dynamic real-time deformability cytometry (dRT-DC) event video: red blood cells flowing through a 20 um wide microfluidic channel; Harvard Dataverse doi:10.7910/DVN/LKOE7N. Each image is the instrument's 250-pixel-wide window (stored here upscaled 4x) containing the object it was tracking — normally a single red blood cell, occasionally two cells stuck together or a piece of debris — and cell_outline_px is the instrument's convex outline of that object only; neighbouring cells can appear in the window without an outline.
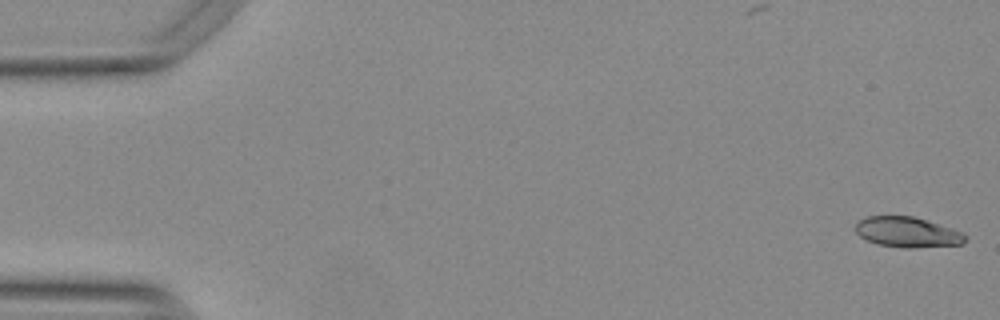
{"species": "Egyptian fruit bat (a non-hibernating species)", "species_latin": "Rousettus aegyptiacus", "temperature_condition": "warm", "stored_images_in_passage": 54, "camera_frame_rate_fps": 3000, "um_per_image_px": 0.085, "animal": {"sex": "female"}, "frame": {"image": 1, "passage_image": 1, "time_ms": 0.0, "image_size_px": [1000, 320], "cell_outline_px": [[968, 236], [964, 244], [912, 248], [908, 248], [880, 244], [868, 240], [860, 236], [856, 232], [856, 224], [860, 220], [868, 216], [912, 216], [952, 228], [964, 232]], "centroid_in_image_um": [77.19, 19.73], "position_along_channel_um": 7.8, "area_um2": 19.25}}
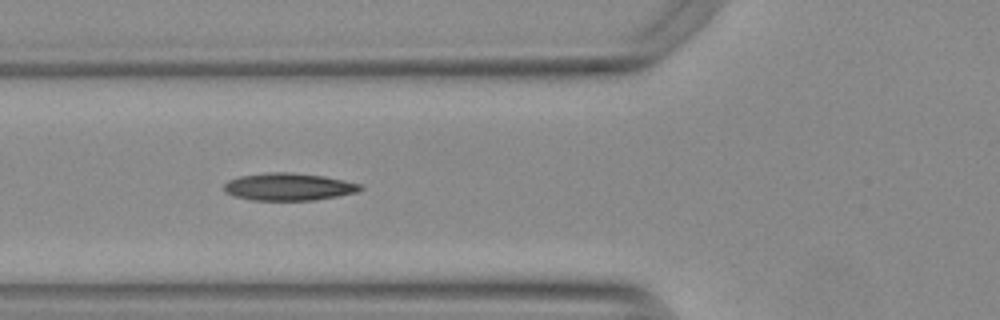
{"frame": {"image": 2, "passage_image": 20, "time_ms": 6.333, "image_size_px": [1000, 320], "cell_outline_px": [[364, 188], [356, 192], [336, 196], [312, 200], [252, 200], [236, 196], [224, 192], [224, 184], [228, 180], [240, 176], [272, 172], [288, 172], [324, 176], [344, 180], [360, 184]], "centroid_in_image_um": [24.52, 15.87], "position_along_channel_um": 101.3, "area_um2": 21.56}}
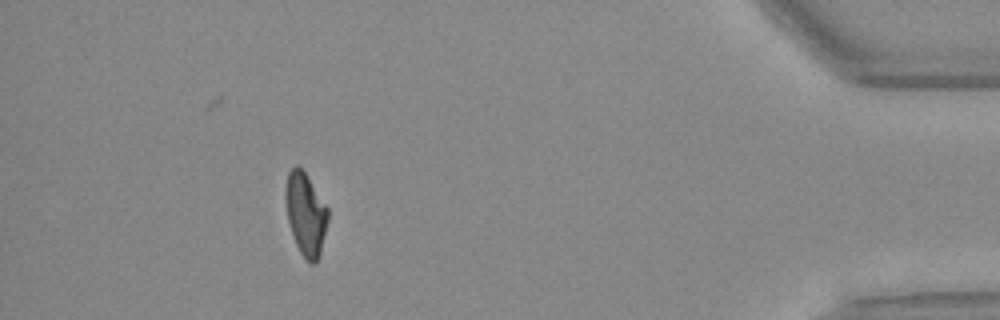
{"frame": {"image": 3, "passage_image": 49, "time_ms": 16.0, "image_size_px": [1000, 320], "cell_outline_px": [[328, 220], [320, 252], [316, 260], [312, 264], [300, 252], [296, 244], [288, 220], [284, 196], [284, 192], [288, 172], [296, 164], [304, 172], [328, 208]], "centroid_in_image_um": [25.96, 18.15], "position_along_channel_um": 409.2, "area_um2": 19.94}, "authors_computed_cell_mechanics": {"area_um2": 20.6057, "velocity_mm_per_s": 3.7732, "shape_relaxation_time_tau1_ms": null, "shape_relaxation_time_tau2_ms": 2.8577, "deformation_change_tau1": null, "deformation_change_tau2": 0.1041}}